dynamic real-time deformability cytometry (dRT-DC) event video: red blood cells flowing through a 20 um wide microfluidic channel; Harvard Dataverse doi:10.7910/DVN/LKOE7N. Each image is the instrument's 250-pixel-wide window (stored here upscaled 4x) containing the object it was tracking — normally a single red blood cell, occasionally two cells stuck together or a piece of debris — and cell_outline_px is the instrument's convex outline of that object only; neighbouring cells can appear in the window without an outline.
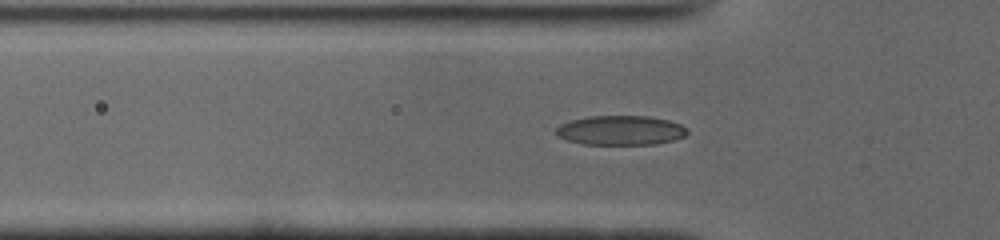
{"species": "common noctule bat (a hibernating species)", "species_latin": "Nyctalus noctula", "temperature_condition": "cold", "stored_images_in_passage": 42, "camera_frame_rate_fps": 3000, "um_per_image_px": 0.085, "animal": {"sex": "male", "body_mass_g": 19.0, "forearm_length_mm": 50.8}, "frame": {"image": 1, "passage_image": 16, "time_ms": 5.0, "image_size_px": [1000, 240], "cell_outline_px": [[688, 132], [684, 136], [672, 140], [656, 144], [584, 144], [568, 140], [556, 136], [556, 128], [560, 124], [572, 120], [588, 116], [648, 116], [668, 120], [680, 124], [688, 128]], "centroid_in_image_um": [52.75, 11.07], "position_along_channel_um": 73.1, "area_um2": 22.48}}
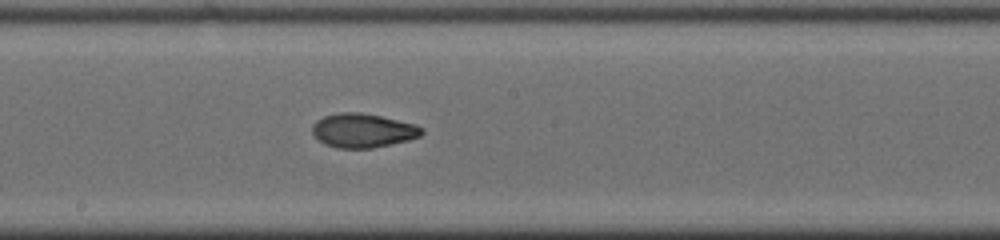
{"frame": {"image": 2, "passage_image": 27, "time_ms": 8.667, "image_size_px": [1000, 240], "cell_outline_px": [[424, 132], [420, 136], [408, 140], [372, 148], [336, 148], [324, 144], [312, 132], [312, 124], [316, 120], [324, 116], [340, 112], [360, 112], [380, 116], [416, 124], [424, 128]], "centroid_in_image_um": [30.85, 11.09], "position_along_channel_um": 217.4, "area_um2": 21.73}}
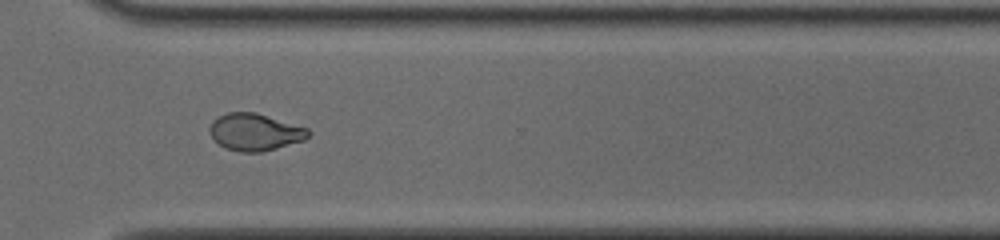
{"frame": {"image": 3, "passage_image": 37, "time_ms": 12.0, "image_size_px": [1000, 240], "cell_outline_px": [[312, 132], [304, 140], [276, 148], [260, 152], [240, 152], [224, 148], [212, 140], [208, 132], [208, 128], [212, 120], [228, 112], [256, 112], [308, 128]], "centroid_in_image_um": [21.63, 11.23], "position_along_channel_um": 349.0, "area_um2": 21.56}}